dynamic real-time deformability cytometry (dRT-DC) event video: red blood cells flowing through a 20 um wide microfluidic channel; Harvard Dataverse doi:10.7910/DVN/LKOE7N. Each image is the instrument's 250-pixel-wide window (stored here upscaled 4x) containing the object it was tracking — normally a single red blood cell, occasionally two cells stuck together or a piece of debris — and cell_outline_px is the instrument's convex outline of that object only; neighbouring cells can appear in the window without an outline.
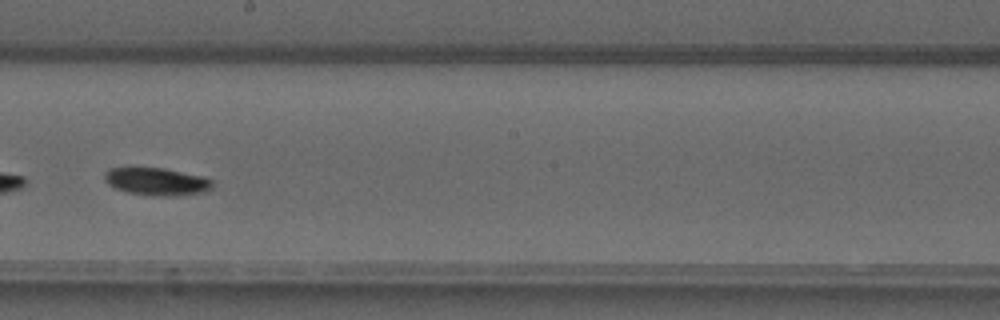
{"species": "common noctule bat (a hibernating species)", "species_latin": "Nyctalus noctula", "temperature_condition": "warm", "stored_images_in_passage": 48, "camera_frame_rate_fps": 3000, "um_per_image_px": 0.085, "animal": {"sex": "male", "forearm_length_mm": 52.5}, "frame": {"image": 1, "passage_image": 28, "time_ms": 9.0, "image_size_px": [1000, 320], "cell_outline_px": [[212, 188], [204, 192], [176, 196], [152, 196], [128, 192], [116, 188], [108, 184], [104, 180], [104, 172], [108, 168], [128, 164], [132, 164], [164, 168], [204, 176], [212, 180]], "centroid_in_image_um": [13.23, 15.37], "position_along_channel_um": 235.0, "area_um2": 18.32}, "authors_computed_cell_mechanics": {"area_um2": 17.2822, "velocity_mm_per_s": 4.0694, "shape_relaxation_time_tau1_ms": 3.4549, "shape_relaxation_time_tau2_ms": null, "deformation_change_tau1": 0.1177, "deformation_change_tau2": null}}